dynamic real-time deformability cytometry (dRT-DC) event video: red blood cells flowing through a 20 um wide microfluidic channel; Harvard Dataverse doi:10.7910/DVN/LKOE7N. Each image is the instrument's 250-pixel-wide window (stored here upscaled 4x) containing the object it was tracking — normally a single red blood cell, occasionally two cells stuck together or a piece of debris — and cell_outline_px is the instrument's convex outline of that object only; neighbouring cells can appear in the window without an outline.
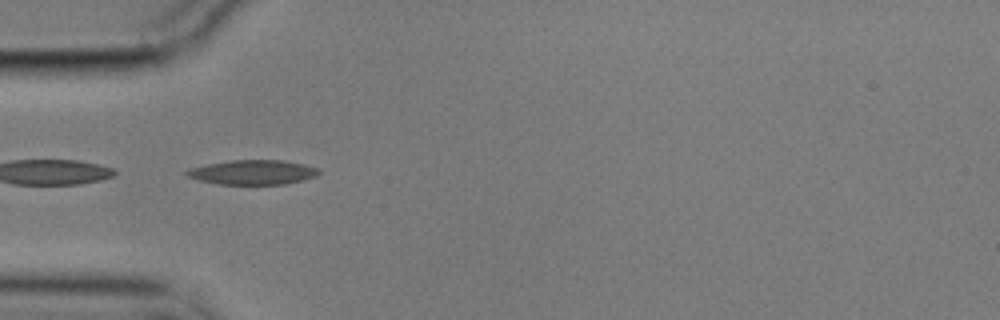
{"species": "common noctule bat (a hibernating species)", "species_latin": "Nyctalus noctula", "temperature_condition": "cold", "stored_images_in_passage": 12, "camera_frame_rate_fps": 3000, "um_per_image_px": 0.085, "animal": {"sex": "male", "body_mass_g": 17.9}, "frame": {"image": 1, "passage_image": 2, "time_ms": 0.333, "image_size_px": [1000, 320], "cell_outline_px": [[320, 172], [316, 176], [284, 184], [220, 184], [200, 180], [188, 176], [184, 172], [188, 168], [208, 164], [232, 160], [284, 160], [304, 164], [320, 168]], "centroid_in_image_um": [21.5, 14.63], "position_along_channel_um": 63.5, "area_um2": 18.79}}
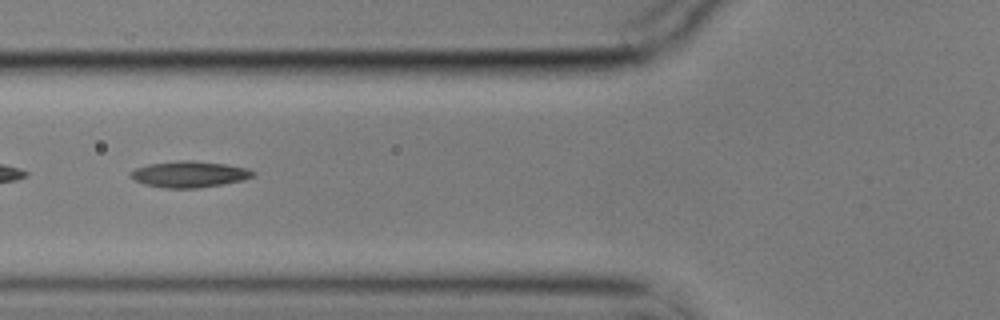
{"frame": {"image": 2, "passage_image": 6, "time_ms": 1.667, "image_size_px": [1000, 320], "cell_outline_px": [[256, 172], [252, 176], [244, 180], [196, 188], [164, 188], [144, 184], [136, 180], [132, 176], [132, 172], [136, 168], [148, 164], [180, 160], [192, 160], [224, 164], [248, 168]], "centroid_in_image_um": [16.12, 14.8], "position_along_channel_um": 109.7, "area_um2": 18.44}}
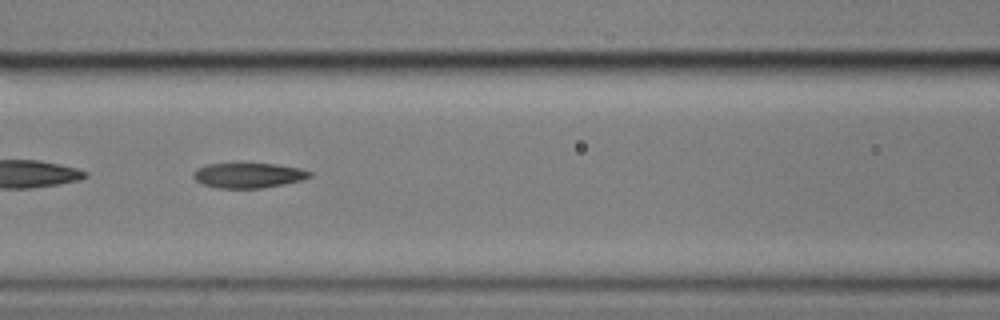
{"frame": {"image": 3, "passage_image": 9, "time_ms": 2.667, "image_size_px": [1000, 320], "cell_outline_px": [[312, 176], [300, 180], [260, 188], [216, 188], [204, 184], [196, 180], [192, 176], [192, 172], [196, 168], [208, 164], [276, 164], [300, 168], [312, 172]], "centroid_in_image_um": [21.08, 14.9], "position_along_channel_um": 145.5, "area_um2": 16.76}}